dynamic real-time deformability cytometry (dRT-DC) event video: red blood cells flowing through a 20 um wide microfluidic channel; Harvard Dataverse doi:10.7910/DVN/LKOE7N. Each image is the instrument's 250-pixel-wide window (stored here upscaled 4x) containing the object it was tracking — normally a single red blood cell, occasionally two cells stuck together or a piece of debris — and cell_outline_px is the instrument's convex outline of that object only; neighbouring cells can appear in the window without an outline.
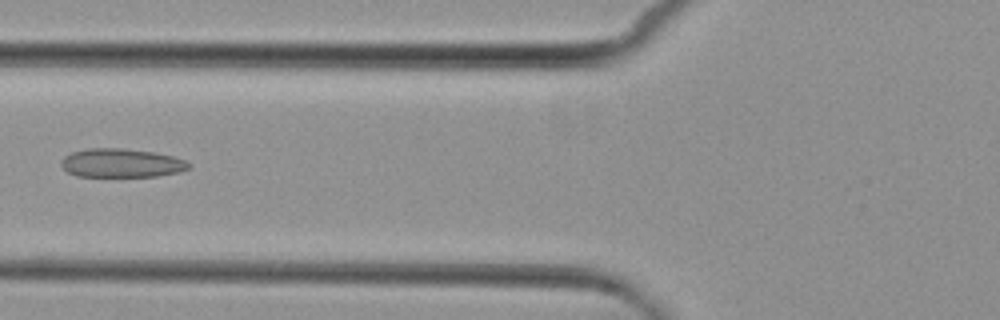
{"species": "common noctule bat (a hibernating species)", "species_latin": "Nyctalus noctula", "temperature_condition": "cold", "stored_images_in_passage": 5, "camera_frame_rate_fps": 3000, "um_per_image_px": 0.085, "animal": {"sex": "female", "body_mass_g": 29.2, "forearm_length_mm": 56.3}, "frame": {"image": 1, "passage_image": 4, "time_ms": 4.667, "image_size_px": [1000, 320], "cell_outline_px": [[192, 164], [188, 168], [180, 172], [156, 176], [76, 176], [68, 172], [60, 164], [60, 160], [64, 156], [72, 152], [88, 148], [124, 148], [156, 152], [172, 156], [184, 160]], "centroid_in_image_um": [10.31, 13.85], "position_along_channel_um": 115.5, "area_um2": 21.44}}
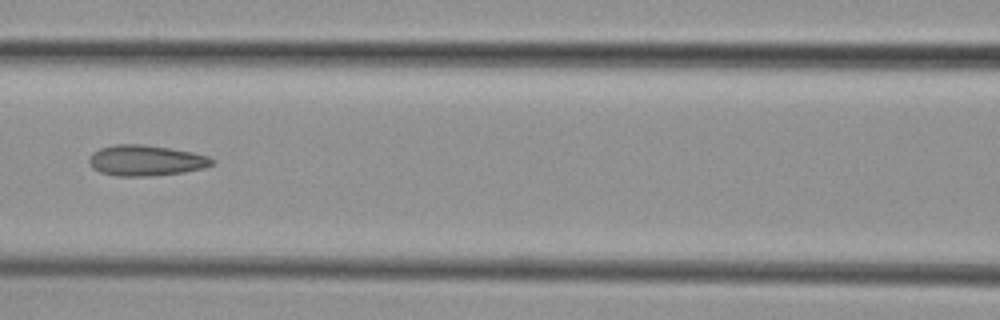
{"frame": {"image": 2, "passage_image": 5, "time_ms": 5.667, "image_size_px": [1000, 320], "cell_outline_px": [[216, 160], [212, 164], [204, 168], [184, 172], [152, 176], [116, 176], [100, 172], [92, 168], [88, 164], [88, 160], [92, 152], [100, 148], [112, 144], [144, 144], [192, 152], [208, 156]], "centroid_in_image_um": [12.36, 13.64], "position_along_channel_um": 154.2, "area_um2": 22.2}}